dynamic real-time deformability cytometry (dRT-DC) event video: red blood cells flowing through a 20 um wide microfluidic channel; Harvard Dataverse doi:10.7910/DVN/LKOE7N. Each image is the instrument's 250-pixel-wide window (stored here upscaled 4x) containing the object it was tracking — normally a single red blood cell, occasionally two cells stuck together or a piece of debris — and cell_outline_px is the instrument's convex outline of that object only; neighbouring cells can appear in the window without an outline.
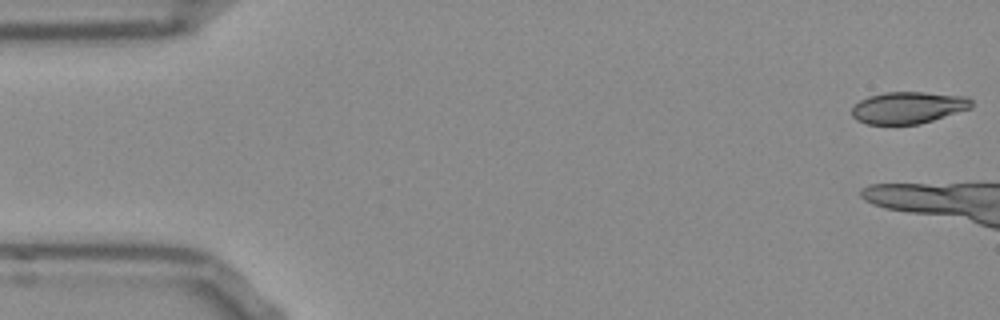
{"species": "Egyptian fruit bat (a non-hibernating species)", "species_latin": "Rousettus aegyptiacus", "temperature_condition": "room temperature", "stored_images_in_passage": 10, "camera_frame_rate_fps": 3000, "um_per_image_px": 0.085, "frame": {"image": 1, "passage_image": 1, "time_ms": 0.0, "image_size_px": [1000, 320], "cell_outline_px": [[972, 108], [920, 124], [868, 124], [856, 120], [852, 116], [852, 108], [860, 100], [868, 96], [884, 92], [924, 92], [964, 96], [972, 100]], "centroid_in_image_um": [77.19, 9.14], "position_along_channel_um": 7.8, "area_um2": 22.2}}